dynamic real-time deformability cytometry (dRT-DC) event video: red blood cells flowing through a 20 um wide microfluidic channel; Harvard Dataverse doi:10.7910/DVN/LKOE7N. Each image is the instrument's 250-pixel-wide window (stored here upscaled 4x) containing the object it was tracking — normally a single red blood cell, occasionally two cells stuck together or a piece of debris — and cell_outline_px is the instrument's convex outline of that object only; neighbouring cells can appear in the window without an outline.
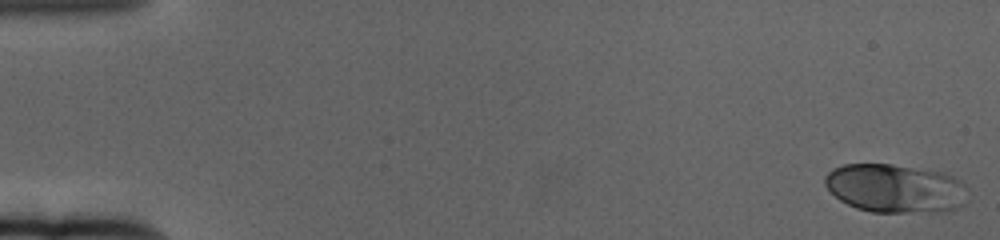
{"species": "human", "species_latin": "Homo sapiens", "temperature_condition": "cold", "stored_images_in_passage": 60, "camera_frame_rate_fps": 3000, "um_per_image_px": 0.085, "donor": {"sex": "female"}, "frame": {"image": 1, "passage_image": 1, "time_ms": 0.0, "image_size_px": [1000, 240], "cell_outline_px": [[964, 204], [948, 212], [872, 212], [856, 208], [840, 200], [824, 184], [824, 176], [832, 168], [844, 164], [892, 164], [944, 172], [960, 180], [964, 184]], "centroid_in_image_um": [76.08, 16.01], "position_along_channel_um": 8.9, "area_um2": 40.58}}
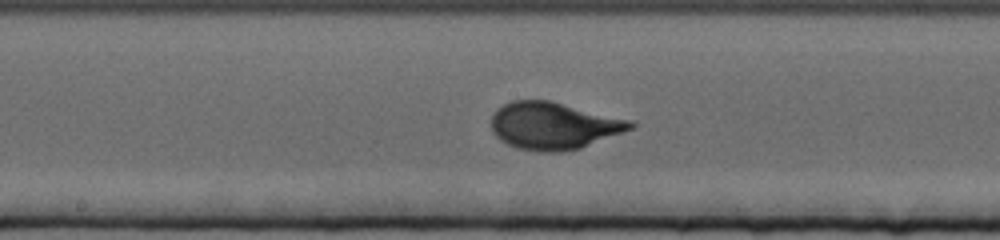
{"frame": {"image": 2, "passage_image": 32, "time_ms": 10.333, "image_size_px": [1000, 240], "cell_outline_px": [[636, 124], [632, 128], [580, 148], [560, 152], [540, 152], [516, 148], [500, 140], [492, 132], [492, 116], [496, 108], [512, 100], [548, 100], [632, 120]], "centroid_in_image_um": [47.02, 10.69], "position_along_channel_um": 201.2, "area_um2": 38.09}}
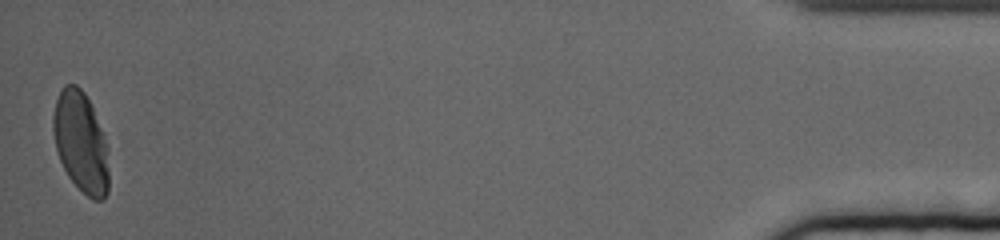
{"frame": {"image": 3, "passage_image": 60, "time_ms": 19.667, "image_size_px": [1000, 240], "cell_outline_px": [[108, 192], [104, 200], [92, 200], [68, 176], [60, 160], [56, 148], [52, 132], [52, 116], [56, 100], [64, 84], [76, 84], [84, 92], [92, 104], [104, 132], [108, 148]], "centroid_in_image_um": [6.89, 12.05], "position_along_channel_um": 428.3, "area_um2": 33.06}, "authors_computed_cell_mechanics": {"area_um2": 36.3851, "velocity_mm_per_s": 3.3292, "shape_relaxation_time_tau1_ms": 3.0484, "shape_relaxation_time_tau2_ms": null, "deformation_change_tau1": 0.1703, "deformation_change_tau2": null}}